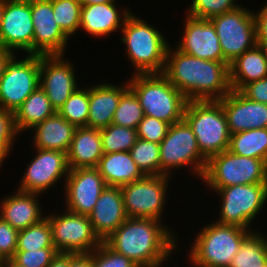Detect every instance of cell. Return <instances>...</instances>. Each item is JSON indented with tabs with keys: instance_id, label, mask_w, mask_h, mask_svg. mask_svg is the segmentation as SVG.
<instances>
[{
	"instance_id": "obj_1",
	"label": "cell",
	"mask_w": 267,
	"mask_h": 267,
	"mask_svg": "<svg viewBox=\"0 0 267 267\" xmlns=\"http://www.w3.org/2000/svg\"><path fill=\"white\" fill-rule=\"evenodd\" d=\"M167 49L162 74L187 101L220 100L231 91L229 62L200 59Z\"/></svg>"
},
{
	"instance_id": "obj_2",
	"label": "cell",
	"mask_w": 267,
	"mask_h": 267,
	"mask_svg": "<svg viewBox=\"0 0 267 267\" xmlns=\"http://www.w3.org/2000/svg\"><path fill=\"white\" fill-rule=\"evenodd\" d=\"M167 228L152 218H127L104 242L138 267H161L177 246Z\"/></svg>"
},
{
	"instance_id": "obj_3",
	"label": "cell",
	"mask_w": 267,
	"mask_h": 267,
	"mask_svg": "<svg viewBox=\"0 0 267 267\" xmlns=\"http://www.w3.org/2000/svg\"><path fill=\"white\" fill-rule=\"evenodd\" d=\"M128 81L144 115L170 125L183 119L186 97L162 73L134 74Z\"/></svg>"
},
{
	"instance_id": "obj_4",
	"label": "cell",
	"mask_w": 267,
	"mask_h": 267,
	"mask_svg": "<svg viewBox=\"0 0 267 267\" xmlns=\"http://www.w3.org/2000/svg\"><path fill=\"white\" fill-rule=\"evenodd\" d=\"M144 21L130 12L122 26L121 41L135 74L162 73L169 45L160 31Z\"/></svg>"
},
{
	"instance_id": "obj_5",
	"label": "cell",
	"mask_w": 267,
	"mask_h": 267,
	"mask_svg": "<svg viewBox=\"0 0 267 267\" xmlns=\"http://www.w3.org/2000/svg\"><path fill=\"white\" fill-rule=\"evenodd\" d=\"M183 118L191 127L198 148L207 160L229 149L231 133L218 100L188 101Z\"/></svg>"
},
{
	"instance_id": "obj_6",
	"label": "cell",
	"mask_w": 267,
	"mask_h": 267,
	"mask_svg": "<svg viewBox=\"0 0 267 267\" xmlns=\"http://www.w3.org/2000/svg\"><path fill=\"white\" fill-rule=\"evenodd\" d=\"M248 229L234 225L211 223L195 238L190 250V261L198 267H229Z\"/></svg>"
},
{
	"instance_id": "obj_7",
	"label": "cell",
	"mask_w": 267,
	"mask_h": 267,
	"mask_svg": "<svg viewBox=\"0 0 267 267\" xmlns=\"http://www.w3.org/2000/svg\"><path fill=\"white\" fill-rule=\"evenodd\" d=\"M201 179L215 191L228 186L267 183V163L226 150L207 160Z\"/></svg>"
},
{
	"instance_id": "obj_8",
	"label": "cell",
	"mask_w": 267,
	"mask_h": 267,
	"mask_svg": "<svg viewBox=\"0 0 267 267\" xmlns=\"http://www.w3.org/2000/svg\"><path fill=\"white\" fill-rule=\"evenodd\" d=\"M206 164L207 159L201 154L187 121L183 118L170 125L160 143V175L170 176L169 170L192 165L196 175L202 178Z\"/></svg>"
},
{
	"instance_id": "obj_9",
	"label": "cell",
	"mask_w": 267,
	"mask_h": 267,
	"mask_svg": "<svg viewBox=\"0 0 267 267\" xmlns=\"http://www.w3.org/2000/svg\"><path fill=\"white\" fill-rule=\"evenodd\" d=\"M215 27L223 57L231 63L257 45L254 12L240 6L209 19Z\"/></svg>"
},
{
	"instance_id": "obj_10",
	"label": "cell",
	"mask_w": 267,
	"mask_h": 267,
	"mask_svg": "<svg viewBox=\"0 0 267 267\" xmlns=\"http://www.w3.org/2000/svg\"><path fill=\"white\" fill-rule=\"evenodd\" d=\"M220 218L217 223L248 229L267 201V183L245 184L219 188Z\"/></svg>"
},
{
	"instance_id": "obj_11",
	"label": "cell",
	"mask_w": 267,
	"mask_h": 267,
	"mask_svg": "<svg viewBox=\"0 0 267 267\" xmlns=\"http://www.w3.org/2000/svg\"><path fill=\"white\" fill-rule=\"evenodd\" d=\"M17 61L15 53L8 59L0 79V108L14 111L39 87L40 56L28 54Z\"/></svg>"
},
{
	"instance_id": "obj_12",
	"label": "cell",
	"mask_w": 267,
	"mask_h": 267,
	"mask_svg": "<svg viewBox=\"0 0 267 267\" xmlns=\"http://www.w3.org/2000/svg\"><path fill=\"white\" fill-rule=\"evenodd\" d=\"M167 175H145L120 187L128 218H152L160 221L166 201Z\"/></svg>"
},
{
	"instance_id": "obj_13",
	"label": "cell",
	"mask_w": 267,
	"mask_h": 267,
	"mask_svg": "<svg viewBox=\"0 0 267 267\" xmlns=\"http://www.w3.org/2000/svg\"><path fill=\"white\" fill-rule=\"evenodd\" d=\"M65 212L46 216L52 228L55 249L62 253H91L102 241L94 233L89 217L68 210Z\"/></svg>"
},
{
	"instance_id": "obj_14",
	"label": "cell",
	"mask_w": 267,
	"mask_h": 267,
	"mask_svg": "<svg viewBox=\"0 0 267 267\" xmlns=\"http://www.w3.org/2000/svg\"><path fill=\"white\" fill-rule=\"evenodd\" d=\"M33 35L29 0H5L0 47L14 53L17 49L33 55Z\"/></svg>"
},
{
	"instance_id": "obj_15",
	"label": "cell",
	"mask_w": 267,
	"mask_h": 267,
	"mask_svg": "<svg viewBox=\"0 0 267 267\" xmlns=\"http://www.w3.org/2000/svg\"><path fill=\"white\" fill-rule=\"evenodd\" d=\"M36 152V157L30 161L23 174L19 191L41 194L62 176H68L69 166L65 152L47 149H36Z\"/></svg>"
},
{
	"instance_id": "obj_16",
	"label": "cell",
	"mask_w": 267,
	"mask_h": 267,
	"mask_svg": "<svg viewBox=\"0 0 267 267\" xmlns=\"http://www.w3.org/2000/svg\"><path fill=\"white\" fill-rule=\"evenodd\" d=\"M66 210L89 216L101 192L107 186L97 168L69 170L64 179Z\"/></svg>"
},
{
	"instance_id": "obj_17",
	"label": "cell",
	"mask_w": 267,
	"mask_h": 267,
	"mask_svg": "<svg viewBox=\"0 0 267 267\" xmlns=\"http://www.w3.org/2000/svg\"><path fill=\"white\" fill-rule=\"evenodd\" d=\"M34 26L33 55H64L68 37L54 18L52 0H29Z\"/></svg>"
},
{
	"instance_id": "obj_18",
	"label": "cell",
	"mask_w": 267,
	"mask_h": 267,
	"mask_svg": "<svg viewBox=\"0 0 267 267\" xmlns=\"http://www.w3.org/2000/svg\"><path fill=\"white\" fill-rule=\"evenodd\" d=\"M63 55L40 56V83L52 107L58 112L65 101L75 92L77 81L74 67Z\"/></svg>"
},
{
	"instance_id": "obj_19",
	"label": "cell",
	"mask_w": 267,
	"mask_h": 267,
	"mask_svg": "<svg viewBox=\"0 0 267 267\" xmlns=\"http://www.w3.org/2000/svg\"><path fill=\"white\" fill-rule=\"evenodd\" d=\"M186 15L184 35L177 49L200 59L228 62L223 57L219 38L212 22L209 19Z\"/></svg>"
},
{
	"instance_id": "obj_20",
	"label": "cell",
	"mask_w": 267,
	"mask_h": 267,
	"mask_svg": "<svg viewBox=\"0 0 267 267\" xmlns=\"http://www.w3.org/2000/svg\"><path fill=\"white\" fill-rule=\"evenodd\" d=\"M218 101L223 107L231 134L267 128V104L252 101L237 90H232Z\"/></svg>"
},
{
	"instance_id": "obj_21",
	"label": "cell",
	"mask_w": 267,
	"mask_h": 267,
	"mask_svg": "<svg viewBox=\"0 0 267 267\" xmlns=\"http://www.w3.org/2000/svg\"><path fill=\"white\" fill-rule=\"evenodd\" d=\"M88 217L94 233L106 240L128 218L120 187L106 186Z\"/></svg>"
},
{
	"instance_id": "obj_22",
	"label": "cell",
	"mask_w": 267,
	"mask_h": 267,
	"mask_svg": "<svg viewBox=\"0 0 267 267\" xmlns=\"http://www.w3.org/2000/svg\"><path fill=\"white\" fill-rule=\"evenodd\" d=\"M124 85L103 83L89 88L88 128L102 129L112 124L121 95L129 88L128 83Z\"/></svg>"
},
{
	"instance_id": "obj_23",
	"label": "cell",
	"mask_w": 267,
	"mask_h": 267,
	"mask_svg": "<svg viewBox=\"0 0 267 267\" xmlns=\"http://www.w3.org/2000/svg\"><path fill=\"white\" fill-rule=\"evenodd\" d=\"M66 155L69 170L97 168L103 156L100 129L77 127Z\"/></svg>"
},
{
	"instance_id": "obj_24",
	"label": "cell",
	"mask_w": 267,
	"mask_h": 267,
	"mask_svg": "<svg viewBox=\"0 0 267 267\" xmlns=\"http://www.w3.org/2000/svg\"><path fill=\"white\" fill-rule=\"evenodd\" d=\"M17 192L1 201L0 217L19 231L38 223L45 217L36 199L39 194L19 190Z\"/></svg>"
},
{
	"instance_id": "obj_25",
	"label": "cell",
	"mask_w": 267,
	"mask_h": 267,
	"mask_svg": "<svg viewBox=\"0 0 267 267\" xmlns=\"http://www.w3.org/2000/svg\"><path fill=\"white\" fill-rule=\"evenodd\" d=\"M122 11L118 12L115 3L82 6L79 28L96 37L109 35L123 26L130 14L128 9Z\"/></svg>"
},
{
	"instance_id": "obj_26",
	"label": "cell",
	"mask_w": 267,
	"mask_h": 267,
	"mask_svg": "<svg viewBox=\"0 0 267 267\" xmlns=\"http://www.w3.org/2000/svg\"><path fill=\"white\" fill-rule=\"evenodd\" d=\"M76 126L63 118L58 112L34 126L35 149L63 151L67 153Z\"/></svg>"
},
{
	"instance_id": "obj_27",
	"label": "cell",
	"mask_w": 267,
	"mask_h": 267,
	"mask_svg": "<svg viewBox=\"0 0 267 267\" xmlns=\"http://www.w3.org/2000/svg\"><path fill=\"white\" fill-rule=\"evenodd\" d=\"M232 90L240 91L248 83L267 77V59L262 46L245 51L229 64Z\"/></svg>"
},
{
	"instance_id": "obj_28",
	"label": "cell",
	"mask_w": 267,
	"mask_h": 267,
	"mask_svg": "<svg viewBox=\"0 0 267 267\" xmlns=\"http://www.w3.org/2000/svg\"><path fill=\"white\" fill-rule=\"evenodd\" d=\"M107 186L121 187L145 175L131 158L129 151L103 154L97 166Z\"/></svg>"
},
{
	"instance_id": "obj_29",
	"label": "cell",
	"mask_w": 267,
	"mask_h": 267,
	"mask_svg": "<svg viewBox=\"0 0 267 267\" xmlns=\"http://www.w3.org/2000/svg\"><path fill=\"white\" fill-rule=\"evenodd\" d=\"M56 110L46 96L45 91L39 86L27 99L14 111V124L18 134L42 123L54 115Z\"/></svg>"
},
{
	"instance_id": "obj_30",
	"label": "cell",
	"mask_w": 267,
	"mask_h": 267,
	"mask_svg": "<svg viewBox=\"0 0 267 267\" xmlns=\"http://www.w3.org/2000/svg\"><path fill=\"white\" fill-rule=\"evenodd\" d=\"M228 150L236 155L261 159L267 163V128L231 134Z\"/></svg>"
},
{
	"instance_id": "obj_31",
	"label": "cell",
	"mask_w": 267,
	"mask_h": 267,
	"mask_svg": "<svg viewBox=\"0 0 267 267\" xmlns=\"http://www.w3.org/2000/svg\"><path fill=\"white\" fill-rule=\"evenodd\" d=\"M262 234L252 232L245 237L229 267H263L267 252Z\"/></svg>"
},
{
	"instance_id": "obj_32",
	"label": "cell",
	"mask_w": 267,
	"mask_h": 267,
	"mask_svg": "<svg viewBox=\"0 0 267 267\" xmlns=\"http://www.w3.org/2000/svg\"><path fill=\"white\" fill-rule=\"evenodd\" d=\"M41 248H55L52 228L46 216L38 223L18 232L16 251H33Z\"/></svg>"
},
{
	"instance_id": "obj_33",
	"label": "cell",
	"mask_w": 267,
	"mask_h": 267,
	"mask_svg": "<svg viewBox=\"0 0 267 267\" xmlns=\"http://www.w3.org/2000/svg\"><path fill=\"white\" fill-rule=\"evenodd\" d=\"M103 154L130 151L137 140L136 129L110 124L100 129Z\"/></svg>"
},
{
	"instance_id": "obj_34",
	"label": "cell",
	"mask_w": 267,
	"mask_h": 267,
	"mask_svg": "<svg viewBox=\"0 0 267 267\" xmlns=\"http://www.w3.org/2000/svg\"><path fill=\"white\" fill-rule=\"evenodd\" d=\"M129 153L144 175H160V144L137 138Z\"/></svg>"
},
{
	"instance_id": "obj_35",
	"label": "cell",
	"mask_w": 267,
	"mask_h": 267,
	"mask_svg": "<svg viewBox=\"0 0 267 267\" xmlns=\"http://www.w3.org/2000/svg\"><path fill=\"white\" fill-rule=\"evenodd\" d=\"M144 112L135 93L128 88L122 95L114 112L112 124L136 129Z\"/></svg>"
},
{
	"instance_id": "obj_36",
	"label": "cell",
	"mask_w": 267,
	"mask_h": 267,
	"mask_svg": "<svg viewBox=\"0 0 267 267\" xmlns=\"http://www.w3.org/2000/svg\"><path fill=\"white\" fill-rule=\"evenodd\" d=\"M58 113L76 127H87L89 115V88L77 89L65 101Z\"/></svg>"
},
{
	"instance_id": "obj_37",
	"label": "cell",
	"mask_w": 267,
	"mask_h": 267,
	"mask_svg": "<svg viewBox=\"0 0 267 267\" xmlns=\"http://www.w3.org/2000/svg\"><path fill=\"white\" fill-rule=\"evenodd\" d=\"M81 8L79 0H52L55 21L68 38L80 27Z\"/></svg>"
},
{
	"instance_id": "obj_38",
	"label": "cell",
	"mask_w": 267,
	"mask_h": 267,
	"mask_svg": "<svg viewBox=\"0 0 267 267\" xmlns=\"http://www.w3.org/2000/svg\"><path fill=\"white\" fill-rule=\"evenodd\" d=\"M238 6L234 0H192L188 15L211 19L214 16L235 10Z\"/></svg>"
},
{
	"instance_id": "obj_39",
	"label": "cell",
	"mask_w": 267,
	"mask_h": 267,
	"mask_svg": "<svg viewBox=\"0 0 267 267\" xmlns=\"http://www.w3.org/2000/svg\"><path fill=\"white\" fill-rule=\"evenodd\" d=\"M93 267H138L129 258L110 248L104 241L92 251Z\"/></svg>"
},
{
	"instance_id": "obj_40",
	"label": "cell",
	"mask_w": 267,
	"mask_h": 267,
	"mask_svg": "<svg viewBox=\"0 0 267 267\" xmlns=\"http://www.w3.org/2000/svg\"><path fill=\"white\" fill-rule=\"evenodd\" d=\"M170 124L144 115L136 128L137 138L160 144L167 135Z\"/></svg>"
},
{
	"instance_id": "obj_41",
	"label": "cell",
	"mask_w": 267,
	"mask_h": 267,
	"mask_svg": "<svg viewBox=\"0 0 267 267\" xmlns=\"http://www.w3.org/2000/svg\"><path fill=\"white\" fill-rule=\"evenodd\" d=\"M57 253L55 248L16 251L12 259L23 267H47Z\"/></svg>"
},
{
	"instance_id": "obj_42",
	"label": "cell",
	"mask_w": 267,
	"mask_h": 267,
	"mask_svg": "<svg viewBox=\"0 0 267 267\" xmlns=\"http://www.w3.org/2000/svg\"><path fill=\"white\" fill-rule=\"evenodd\" d=\"M18 232L0 217V261L13 258L17 250Z\"/></svg>"
},
{
	"instance_id": "obj_43",
	"label": "cell",
	"mask_w": 267,
	"mask_h": 267,
	"mask_svg": "<svg viewBox=\"0 0 267 267\" xmlns=\"http://www.w3.org/2000/svg\"><path fill=\"white\" fill-rule=\"evenodd\" d=\"M240 92L252 101L267 104V77L248 83Z\"/></svg>"
},
{
	"instance_id": "obj_44",
	"label": "cell",
	"mask_w": 267,
	"mask_h": 267,
	"mask_svg": "<svg viewBox=\"0 0 267 267\" xmlns=\"http://www.w3.org/2000/svg\"><path fill=\"white\" fill-rule=\"evenodd\" d=\"M16 134L13 113L0 108V139H14Z\"/></svg>"
},
{
	"instance_id": "obj_45",
	"label": "cell",
	"mask_w": 267,
	"mask_h": 267,
	"mask_svg": "<svg viewBox=\"0 0 267 267\" xmlns=\"http://www.w3.org/2000/svg\"><path fill=\"white\" fill-rule=\"evenodd\" d=\"M257 45H267V3L255 14Z\"/></svg>"
},
{
	"instance_id": "obj_46",
	"label": "cell",
	"mask_w": 267,
	"mask_h": 267,
	"mask_svg": "<svg viewBox=\"0 0 267 267\" xmlns=\"http://www.w3.org/2000/svg\"><path fill=\"white\" fill-rule=\"evenodd\" d=\"M70 267H93L92 252L88 254L70 253Z\"/></svg>"
},
{
	"instance_id": "obj_47",
	"label": "cell",
	"mask_w": 267,
	"mask_h": 267,
	"mask_svg": "<svg viewBox=\"0 0 267 267\" xmlns=\"http://www.w3.org/2000/svg\"><path fill=\"white\" fill-rule=\"evenodd\" d=\"M47 267H70V253L58 252Z\"/></svg>"
},
{
	"instance_id": "obj_48",
	"label": "cell",
	"mask_w": 267,
	"mask_h": 267,
	"mask_svg": "<svg viewBox=\"0 0 267 267\" xmlns=\"http://www.w3.org/2000/svg\"><path fill=\"white\" fill-rule=\"evenodd\" d=\"M14 139H0V167L8 153H11V145H13Z\"/></svg>"
},
{
	"instance_id": "obj_49",
	"label": "cell",
	"mask_w": 267,
	"mask_h": 267,
	"mask_svg": "<svg viewBox=\"0 0 267 267\" xmlns=\"http://www.w3.org/2000/svg\"><path fill=\"white\" fill-rule=\"evenodd\" d=\"M13 54L14 52H11L9 50L0 47V79L2 78L6 62Z\"/></svg>"
},
{
	"instance_id": "obj_50",
	"label": "cell",
	"mask_w": 267,
	"mask_h": 267,
	"mask_svg": "<svg viewBox=\"0 0 267 267\" xmlns=\"http://www.w3.org/2000/svg\"><path fill=\"white\" fill-rule=\"evenodd\" d=\"M82 6L94 5V4H105L115 3L116 0H79Z\"/></svg>"
},
{
	"instance_id": "obj_51",
	"label": "cell",
	"mask_w": 267,
	"mask_h": 267,
	"mask_svg": "<svg viewBox=\"0 0 267 267\" xmlns=\"http://www.w3.org/2000/svg\"><path fill=\"white\" fill-rule=\"evenodd\" d=\"M5 267H23L22 265L18 264L16 261L11 259H4L0 261Z\"/></svg>"
},
{
	"instance_id": "obj_52",
	"label": "cell",
	"mask_w": 267,
	"mask_h": 267,
	"mask_svg": "<svg viewBox=\"0 0 267 267\" xmlns=\"http://www.w3.org/2000/svg\"><path fill=\"white\" fill-rule=\"evenodd\" d=\"M4 5H5V0H0V29H1L2 19H3Z\"/></svg>"
},
{
	"instance_id": "obj_53",
	"label": "cell",
	"mask_w": 267,
	"mask_h": 267,
	"mask_svg": "<svg viewBox=\"0 0 267 267\" xmlns=\"http://www.w3.org/2000/svg\"><path fill=\"white\" fill-rule=\"evenodd\" d=\"M259 46L263 47L265 54H266V59H267V45H259Z\"/></svg>"
},
{
	"instance_id": "obj_54",
	"label": "cell",
	"mask_w": 267,
	"mask_h": 267,
	"mask_svg": "<svg viewBox=\"0 0 267 267\" xmlns=\"http://www.w3.org/2000/svg\"><path fill=\"white\" fill-rule=\"evenodd\" d=\"M266 237H264V243H265V247H266V252H267V239H265Z\"/></svg>"
}]
</instances>
